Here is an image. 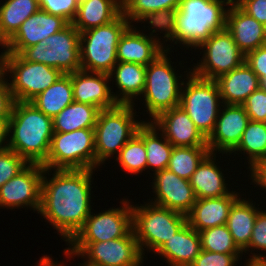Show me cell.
Wrapping results in <instances>:
<instances>
[{
    "label": "cell",
    "instance_id": "cell-1",
    "mask_svg": "<svg viewBox=\"0 0 266 266\" xmlns=\"http://www.w3.org/2000/svg\"><path fill=\"white\" fill-rule=\"evenodd\" d=\"M49 172L51 178L46 176ZM94 172L93 169H44L38 214L63 237L65 244L80 231L92 211Z\"/></svg>",
    "mask_w": 266,
    "mask_h": 266
},
{
    "label": "cell",
    "instance_id": "cell-2",
    "mask_svg": "<svg viewBox=\"0 0 266 266\" xmlns=\"http://www.w3.org/2000/svg\"><path fill=\"white\" fill-rule=\"evenodd\" d=\"M230 4L227 0H181L179 8L161 26L164 49L174 48L173 42L183 50L196 49L214 32L226 28Z\"/></svg>",
    "mask_w": 266,
    "mask_h": 266
},
{
    "label": "cell",
    "instance_id": "cell-3",
    "mask_svg": "<svg viewBox=\"0 0 266 266\" xmlns=\"http://www.w3.org/2000/svg\"><path fill=\"white\" fill-rule=\"evenodd\" d=\"M52 118L31 102L15 101L9 118L8 148L28 164H43L53 136Z\"/></svg>",
    "mask_w": 266,
    "mask_h": 266
},
{
    "label": "cell",
    "instance_id": "cell-4",
    "mask_svg": "<svg viewBox=\"0 0 266 266\" xmlns=\"http://www.w3.org/2000/svg\"><path fill=\"white\" fill-rule=\"evenodd\" d=\"M134 107L118 104L114 108L99 111L94 127L96 169L112 156H117L145 122L136 119Z\"/></svg>",
    "mask_w": 266,
    "mask_h": 266
},
{
    "label": "cell",
    "instance_id": "cell-5",
    "mask_svg": "<svg viewBox=\"0 0 266 266\" xmlns=\"http://www.w3.org/2000/svg\"><path fill=\"white\" fill-rule=\"evenodd\" d=\"M170 52L165 50L146 66L145 88L139 102L140 99L144 101L142 105L151 117L148 122L162 112L180 106L181 88L185 79L171 65Z\"/></svg>",
    "mask_w": 266,
    "mask_h": 266
},
{
    "label": "cell",
    "instance_id": "cell-6",
    "mask_svg": "<svg viewBox=\"0 0 266 266\" xmlns=\"http://www.w3.org/2000/svg\"><path fill=\"white\" fill-rule=\"evenodd\" d=\"M140 205H132V230L144 256L146 250L155 253L174 236L187 223V217L149 201Z\"/></svg>",
    "mask_w": 266,
    "mask_h": 266
},
{
    "label": "cell",
    "instance_id": "cell-7",
    "mask_svg": "<svg viewBox=\"0 0 266 266\" xmlns=\"http://www.w3.org/2000/svg\"><path fill=\"white\" fill-rule=\"evenodd\" d=\"M130 25L129 20L121 13L108 24L81 32V69L109 74L118 62V42Z\"/></svg>",
    "mask_w": 266,
    "mask_h": 266
},
{
    "label": "cell",
    "instance_id": "cell-8",
    "mask_svg": "<svg viewBox=\"0 0 266 266\" xmlns=\"http://www.w3.org/2000/svg\"><path fill=\"white\" fill-rule=\"evenodd\" d=\"M185 70L187 81L182 84L180 106L207 139L214 130L223 104L219 87L215 80L204 79Z\"/></svg>",
    "mask_w": 266,
    "mask_h": 266
},
{
    "label": "cell",
    "instance_id": "cell-9",
    "mask_svg": "<svg viewBox=\"0 0 266 266\" xmlns=\"http://www.w3.org/2000/svg\"><path fill=\"white\" fill-rule=\"evenodd\" d=\"M67 245L63 254L69 262L76 256L84 258L79 266H141L144 263L133 230L125 237L109 241L69 242Z\"/></svg>",
    "mask_w": 266,
    "mask_h": 266
},
{
    "label": "cell",
    "instance_id": "cell-10",
    "mask_svg": "<svg viewBox=\"0 0 266 266\" xmlns=\"http://www.w3.org/2000/svg\"><path fill=\"white\" fill-rule=\"evenodd\" d=\"M19 55L30 62L42 63L70 74L81 69L80 32L69 23L44 42L23 49Z\"/></svg>",
    "mask_w": 266,
    "mask_h": 266
},
{
    "label": "cell",
    "instance_id": "cell-11",
    "mask_svg": "<svg viewBox=\"0 0 266 266\" xmlns=\"http://www.w3.org/2000/svg\"><path fill=\"white\" fill-rule=\"evenodd\" d=\"M47 169L96 170L94 128L54 132L46 161Z\"/></svg>",
    "mask_w": 266,
    "mask_h": 266
},
{
    "label": "cell",
    "instance_id": "cell-12",
    "mask_svg": "<svg viewBox=\"0 0 266 266\" xmlns=\"http://www.w3.org/2000/svg\"><path fill=\"white\" fill-rule=\"evenodd\" d=\"M3 73L11 79L8 82L14 100L21 102H30L63 75L59 69L25 61L15 53H4Z\"/></svg>",
    "mask_w": 266,
    "mask_h": 266
},
{
    "label": "cell",
    "instance_id": "cell-13",
    "mask_svg": "<svg viewBox=\"0 0 266 266\" xmlns=\"http://www.w3.org/2000/svg\"><path fill=\"white\" fill-rule=\"evenodd\" d=\"M202 50L199 62L188 68L193 74L204 79L215 80L220 75L231 72L245 61L231 33L224 28L214 32L195 51Z\"/></svg>",
    "mask_w": 266,
    "mask_h": 266
},
{
    "label": "cell",
    "instance_id": "cell-14",
    "mask_svg": "<svg viewBox=\"0 0 266 266\" xmlns=\"http://www.w3.org/2000/svg\"><path fill=\"white\" fill-rule=\"evenodd\" d=\"M118 208L93 213L70 242H103L125 237L132 230V203L121 200Z\"/></svg>",
    "mask_w": 266,
    "mask_h": 266
},
{
    "label": "cell",
    "instance_id": "cell-15",
    "mask_svg": "<svg viewBox=\"0 0 266 266\" xmlns=\"http://www.w3.org/2000/svg\"><path fill=\"white\" fill-rule=\"evenodd\" d=\"M44 167L28 164L15 177L0 187V209L31 208L39 212Z\"/></svg>",
    "mask_w": 266,
    "mask_h": 266
},
{
    "label": "cell",
    "instance_id": "cell-16",
    "mask_svg": "<svg viewBox=\"0 0 266 266\" xmlns=\"http://www.w3.org/2000/svg\"><path fill=\"white\" fill-rule=\"evenodd\" d=\"M133 25L131 24L125 30L118 42L117 61L147 66L165 51L163 41H161V39L163 40L161 37L162 28L156 25H149L150 27H147L151 32L148 34ZM157 32H160L161 38L157 36L159 35Z\"/></svg>",
    "mask_w": 266,
    "mask_h": 266
},
{
    "label": "cell",
    "instance_id": "cell-17",
    "mask_svg": "<svg viewBox=\"0 0 266 266\" xmlns=\"http://www.w3.org/2000/svg\"><path fill=\"white\" fill-rule=\"evenodd\" d=\"M153 176L150 183L155 196L149 202L187 215L196 202L190 181L167 168L153 173Z\"/></svg>",
    "mask_w": 266,
    "mask_h": 266
},
{
    "label": "cell",
    "instance_id": "cell-18",
    "mask_svg": "<svg viewBox=\"0 0 266 266\" xmlns=\"http://www.w3.org/2000/svg\"><path fill=\"white\" fill-rule=\"evenodd\" d=\"M248 122L243 105L222 104L214 130L207 138L209 152L229 155L240 143Z\"/></svg>",
    "mask_w": 266,
    "mask_h": 266
},
{
    "label": "cell",
    "instance_id": "cell-19",
    "mask_svg": "<svg viewBox=\"0 0 266 266\" xmlns=\"http://www.w3.org/2000/svg\"><path fill=\"white\" fill-rule=\"evenodd\" d=\"M69 23L60 16L49 14L39 9L27 18L17 32L3 45L4 53L19 54L23 49L44 42Z\"/></svg>",
    "mask_w": 266,
    "mask_h": 266
},
{
    "label": "cell",
    "instance_id": "cell-20",
    "mask_svg": "<svg viewBox=\"0 0 266 266\" xmlns=\"http://www.w3.org/2000/svg\"><path fill=\"white\" fill-rule=\"evenodd\" d=\"M151 122L174 147L207 146V139L181 106L162 112Z\"/></svg>",
    "mask_w": 266,
    "mask_h": 266
},
{
    "label": "cell",
    "instance_id": "cell-21",
    "mask_svg": "<svg viewBox=\"0 0 266 266\" xmlns=\"http://www.w3.org/2000/svg\"><path fill=\"white\" fill-rule=\"evenodd\" d=\"M109 81L110 76L107 73L82 69L71 73L74 101L96 106L100 110L116 107L118 103L113 97Z\"/></svg>",
    "mask_w": 266,
    "mask_h": 266
},
{
    "label": "cell",
    "instance_id": "cell-22",
    "mask_svg": "<svg viewBox=\"0 0 266 266\" xmlns=\"http://www.w3.org/2000/svg\"><path fill=\"white\" fill-rule=\"evenodd\" d=\"M226 29L245 56L266 45V26L249 16L236 3H231L227 10Z\"/></svg>",
    "mask_w": 266,
    "mask_h": 266
},
{
    "label": "cell",
    "instance_id": "cell-23",
    "mask_svg": "<svg viewBox=\"0 0 266 266\" xmlns=\"http://www.w3.org/2000/svg\"><path fill=\"white\" fill-rule=\"evenodd\" d=\"M240 196V193L232 189L226 196L196 199L191 211L186 215L187 223L197 232L225 225L231 206Z\"/></svg>",
    "mask_w": 266,
    "mask_h": 266
},
{
    "label": "cell",
    "instance_id": "cell-24",
    "mask_svg": "<svg viewBox=\"0 0 266 266\" xmlns=\"http://www.w3.org/2000/svg\"><path fill=\"white\" fill-rule=\"evenodd\" d=\"M216 155L209 152L189 180L196 199L217 198L231 193L225 180L227 177L216 162Z\"/></svg>",
    "mask_w": 266,
    "mask_h": 266
},
{
    "label": "cell",
    "instance_id": "cell-25",
    "mask_svg": "<svg viewBox=\"0 0 266 266\" xmlns=\"http://www.w3.org/2000/svg\"><path fill=\"white\" fill-rule=\"evenodd\" d=\"M199 233L186 223L156 252L170 266H190L201 252Z\"/></svg>",
    "mask_w": 266,
    "mask_h": 266
},
{
    "label": "cell",
    "instance_id": "cell-26",
    "mask_svg": "<svg viewBox=\"0 0 266 266\" xmlns=\"http://www.w3.org/2000/svg\"><path fill=\"white\" fill-rule=\"evenodd\" d=\"M215 81L223 104L242 105L261 86L258 76L245 61L231 72L220 75Z\"/></svg>",
    "mask_w": 266,
    "mask_h": 266
},
{
    "label": "cell",
    "instance_id": "cell-27",
    "mask_svg": "<svg viewBox=\"0 0 266 266\" xmlns=\"http://www.w3.org/2000/svg\"><path fill=\"white\" fill-rule=\"evenodd\" d=\"M109 76L112 84L115 82L119 89L118 93L112 92L115 101L123 105H136L134 101L141 98L145 88L146 66L130 62H117Z\"/></svg>",
    "mask_w": 266,
    "mask_h": 266
},
{
    "label": "cell",
    "instance_id": "cell-28",
    "mask_svg": "<svg viewBox=\"0 0 266 266\" xmlns=\"http://www.w3.org/2000/svg\"><path fill=\"white\" fill-rule=\"evenodd\" d=\"M181 0H122V13L132 24L162 26L179 8Z\"/></svg>",
    "mask_w": 266,
    "mask_h": 266
},
{
    "label": "cell",
    "instance_id": "cell-29",
    "mask_svg": "<svg viewBox=\"0 0 266 266\" xmlns=\"http://www.w3.org/2000/svg\"><path fill=\"white\" fill-rule=\"evenodd\" d=\"M122 13V0H80L72 25L81 33L115 20Z\"/></svg>",
    "mask_w": 266,
    "mask_h": 266
},
{
    "label": "cell",
    "instance_id": "cell-30",
    "mask_svg": "<svg viewBox=\"0 0 266 266\" xmlns=\"http://www.w3.org/2000/svg\"><path fill=\"white\" fill-rule=\"evenodd\" d=\"M259 210L260 208L256 207L252 199L247 200L243 197H239L230 208L226 225L234 243L241 251L249 245Z\"/></svg>",
    "mask_w": 266,
    "mask_h": 266
},
{
    "label": "cell",
    "instance_id": "cell-31",
    "mask_svg": "<svg viewBox=\"0 0 266 266\" xmlns=\"http://www.w3.org/2000/svg\"><path fill=\"white\" fill-rule=\"evenodd\" d=\"M136 134L145 144L147 169H151L154 173L166 169L174 146L161 132L159 134V130L152 122L146 120Z\"/></svg>",
    "mask_w": 266,
    "mask_h": 266
},
{
    "label": "cell",
    "instance_id": "cell-32",
    "mask_svg": "<svg viewBox=\"0 0 266 266\" xmlns=\"http://www.w3.org/2000/svg\"><path fill=\"white\" fill-rule=\"evenodd\" d=\"M74 101L71 73L63 74L55 83L30 102L50 118H54Z\"/></svg>",
    "mask_w": 266,
    "mask_h": 266
},
{
    "label": "cell",
    "instance_id": "cell-33",
    "mask_svg": "<svg viewBox=\"0 0 266 266\" xmlns=\"http://www.w3.org/2000/svg\"><path fill=\"white\" fill-rule=\"evenodd\" d=\"M0 3V43L5 44L22 23L40 8L38 0H5Z\"/></svg>",
    "mask_w": 266,
    "mask_h": 266
},
{
    "label": "cell",
    "instance_id": "cell-34",
    "mask_svg": "<svg viewBox=\"0 0 266 266\" xmlns=\"http://www.w3.org/2000/svg\"><path fill=\"white\" fill-rule=\"evenodd\" d=\"M100 109L93 105L73 101L53 119V132H72L94 128Z\"/></svg>",
    "mask_w": 266,
    "mask_h": 266
},
{
    "label": "cell",
    "instance_id": "cell-35",
    "mask_svg": "<svg viewBox=\"0 0 266 266\" xmlns=\"http://www.w3.org/2000/svg\"><path fill=\"white\" fill-rule=\"evenodd\" d=\"M239 152L241 155L245 154L248 160L249 168H251L257 161L266 158V123L249 120L246 129L243 132L240 143L229 154L234 156Z\"/></svg>",
    "mask_w": 266,
    "mask_h": 266
},
{
    "label": "cell",
    "instance_id": "cell-36",
    "mask_svg": "<svg viewBox=\"0 0 266 266\" xmlns=\"http://www.w3.org/2000/svg\"><path fill=\"white\" fill-rule=\"evenodd\" d=\"M208 153V146L173 147L167 169L180 178L190 180L197 166Z\"/></svg>",
    "mask_w": 266,
    "mask_h": 266
},
{
    "label": "cell",
    "instance_id": "cell-37",
    "mask_svg": "<svg viewBox=\"0 0 266 266\" xmlns=\"http://www.w3.org/2000/svg\"><path fill=\"white\" fill-rule=\"evenodd\" d=\"M115 161L124 172L131 175L141 174L147 170V157L144 141L135 134L120 150Z\"/></svg>",
    "mask_w": 266,
    "mask_h": 266
},
{
    "label": "cell",
    "instance_id": "cell-38",
    "mask_svg": "<svg viewBox=\"0 0 266 266\" xmlns=\"http://www.w3.org/2000/svg\"><path fill=\"white\" fill-rule=\"evenodd\" d=\"M202 250L214 253L243 254L234 243L227 225L217 226L198 232Z\"/></svg>",
    "mask_w": 266,
    "mask_h": 266
},
{
    "label": "cell",
    "instance_id": "cell-39",
    "mask_svg": "<svg viewBox=\"0 0 266 266\" xmlns=\"http://www.w3.org/2000/svg\"><path fill=\"white\" fill-rule=\"evenodd\" d=\"M249 254L250 258L246 260H266V255L260 253V251H264L266 253V211L259 210L257 213V218L254 223V227L251 234V240L249 245L242 251ZM256 249V250H255ZM257 250H260L259 253ZM256 251L257 253H255ZM253 252V253H252Z\"/></svg>",
    "mask_w": 266,
    "mask_h": 266
},
{
    "label": "cell",
    "instance_id": "cell-40",
    "mask_svg": "<svg viewBox=\"0 0 266 266\" xmlns=\"http://www.w3.org/2000/svg\"><path fill=\"white\" fill-rule=\"evenodd\" d=\"M28 163L15 151L7 148L0 152V187L23 170Z\"/></svg>",
    "mask_w": 266,
    "mask_h": 266
},
{
    "label": "cell",
    "instance_id": "cell-41",
    "mask_svg": "<svg viewBox=\"0 0 266 266\" xmlns=\"http://www.w3.org/2000/svg\"><path fill=\"white\" fill-rule=\"evenodd\" d=\"M80 0H38L39 8L52 15L65 19L68 23L74 20Z\"/></svg>",
    "mask_w": 266,
    "mask_h": 266
},
{
    "label": "cell",
    "instance_id": "cell-42",
    "mask_svg": "<svg viewBox=\"0 0 266 266\" xmlns=\"http://www.w3.org/2000/svg\"><path fill=\"white\" fill-rule=\"evenodd\" d=\"M242 105L249 120L266 123V89L262 85Z\"/></svg>",
    "mask_w": 266,
    "mask_h": 266
},
{
    "label": "cell",
    "instance_id": "cell-43",
    "mask_svg": "<svg viewBox=\"0 0 266 266\" xmlns=\"http://www.w3.org/2000/svg\"><path fill=\"white\" fill-rule=\"evenodd\" d=\"M243 254L214 253L201 250L190 266H236Z\"/></svg>",
    "mask_w": 266,
    "mask_h": 266
},
{
    "label": "cell",
    "instance_id": "cell-44",
    "mask_svg": "<svg viewBox=\"0 0 266 266\" xmlns=\"http://www.w3.org/2000/svg\"><path fill=\"white\" fill-rule=\"evenodd\" d=\"M245 62L258 76L261 85L266 89V45L249 52L245 56Z\"/></svg>",
    "mask_w": 266,
    "mask_h": 266
},
{
    "label": "cell",
    "instance_id": "cell-45",
    "mask_svg": "<svg viewBox=\"0 0 266 266\" xmlns=\"http://www.w3.org/2000/svg\"><path fill=\"white\" fill-rule=\"evenodd\" d=\"M7 78L4 73L0 75V120H9L15 103Z\"/></svg>",
    "mask_w": 266,
    "mask_h": 266
},
{
    "label": "cell",
    "instance_id": "cell-46",
    "mask_svg": "<svg viewBox=\"0 0 266 266\" xmlns=\"http://www.w3.org/2000/svg\"><path fill=\"white\" fill-rule=\"evenodd\" d=\"M236 4L249 16L266 26V0H236Z\"/></svg>",
    "mask_w": 266,
    "mask_h": 266
},
{
    "label": "cell",
    "instance_id": "cell-47",
    "mask_svg": "<svg viewBox=\"0 0 266 266\" xmlns=\"http://www.w3.org/2000/svg\"><path fill=\"white\" fill-rule=\"evenodd\" d=\"M248 171H250L249 176L253 185L256 184V187L258 185L266 192V158L257 161Z\"/></svg>",
    "mask_w": 266,
    "mask_h": 266
},
{
    "label": "cell",
    "instance_id": "cell-48",
    "mask_svg": "<svg viewBox=\"0 0 266 266\" xmlns=\"http://www.w3.org/2000/svg\"><path fill=\"white\" fill-rule=\"evenodd\" d=\"M8 130L9 120H0V152L8 148Z\"/></svg>",
    "mask_w": 266,
    "mask_h": 266
},
{
    "label": "cell",
    "instance_id": "cell-49",
    "mask_svg": "<svg viewBox=\"0 0 266 266\" xmlns=\"http://www.w3.org/2000/svg\"><path fill=\"white\" fill-rule=\"evenodd\" d=\"M52 260V258L48 255H44L40 257V260H38V266H66V263L64 264V261L59 263L58 261ZM58 262V263H57Z\"/></svg>",
    "mask_w": 266,
    "mask_h": 266
},
{
    "label": "cell",
    "instance_id": "cell-50",
    "mask_svg": "<svg viewBox=\"0 0 266 266\" xmlns=\"http://www.w3.org/2000/svg\"><path fill=\"white\" fill-rule=\"evenodd\" d=\"M246 262V266H266V260H246Z\"/></svg>",
    "mask_w": 266,
    "mask_h": 266
},
{
    "label": "cell",
    "instance_id": "cell-51",
    "mask_svg": "<svg viewBox=\"0 0 266 266\" xmlns=\"http://www.w3.org/2000/svg\"><path fill=\"white\" fill-rule=\"evenodd\" d=\"M0 46L3 48V44L0 43ZM3 55L4 51H2L0 54V75L3 73Z\"/></svg>",
    "mask_w": 266,
    "mask_h": 266
},
{
    "label": "cell",
    "instance_id": "cell-52",
    "mask_svg": "<svg viewBox=\"0 0 266 266\" xmlns=\"http://www.w3.org/2000/svg\"><path fill=\"white\" fill-rule=\"evenodd\" d=\"M229 1L230 3H236V0H227Z\"/></svg>",
    "mask_w": 266,
    "mask_h": 266
}]
</instances>
